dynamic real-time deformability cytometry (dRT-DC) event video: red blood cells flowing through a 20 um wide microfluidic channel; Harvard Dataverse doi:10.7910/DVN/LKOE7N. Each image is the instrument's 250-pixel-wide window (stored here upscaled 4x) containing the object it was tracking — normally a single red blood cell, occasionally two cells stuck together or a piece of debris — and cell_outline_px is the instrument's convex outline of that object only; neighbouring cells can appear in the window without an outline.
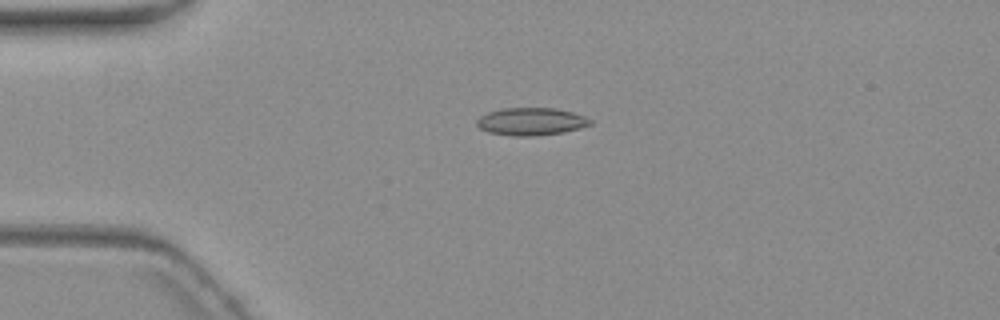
{"species": "common noctule bat (a hibernating species)", "species_latin": "Nyctalus noctula", "temperature_condition": "warm", "stored_images_in_passage": 2, "camera_frame_rate_fps": 3000, "um_per_image_px": 0.085, "animal": {"sex": "female", "body_mass_g": 19.3, "forearm_length_mm": 54.1}, "frame": {"image": 1, "passage_image": 1, "time_ms": 0.0, "image_size_px": [1000, 320], "cell_outline_px": [[592, 124], [580, 128], [564, 132], [536, 136], [512, 136], [488, 132], [480, 128], [476, 124], [476, 120], [480, 116], [488, 112], [504, 108], [556, 108], [572, 112], [584, 116], [592, 120]], "centroid_in_image_um": [45.14, 10.33], "position_along_channel_um": 39.9, "area_um2": 18.32}}